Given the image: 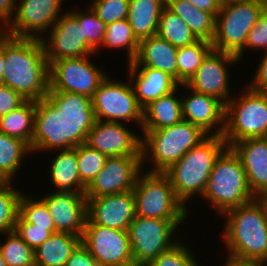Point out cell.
Returning <instances> with one entry per match:
<instances>
[{
    "mask_svg": "<svg viewBox=\"0 0 267 266\" xmlns=\"http://www.w3.org/2000/svg\"><path fill=\"white\" fill-rule=\"evenodd\" d=\"M26 100L12 88L0 85V117L21 106Z\"/></svg>",
    "mask_w": 267,
    "mask_h": 266,
    "instance_id": "obj_45",
    "label": "cell"
},
{
    "mask_svg": "<svg viewBox=\"0 0 267 266\" xmlns=\"http://www.w3.org/2000/svg\"><path fill=\"white\" fill-rule=\"evenodd\" d=\"M231 148L241 160L249 188L257 198L267 191V137L244 139Z\"/></svg>",
    "mask_w": 267,
    "mask_h": 266,
    "instance_id": "obj_23",
    "label": "cell"
},
{
    "mask_svg": "<svg viewBox=\"0 0 267 266\" xmlns=\"http://www.w3.org/2000/svg\"><path fill=\"white\" fill-rule=\"evenodd\" d=\"M127 82L113 80L107 75L100 83L92 97L96 120L125 124L127 121L128 124L129 122L139 124L141 129L143 108L137 101L130 80Z\"/></svg>",
    "mask_w": 267,
    "mask_h": 266,
    "instance_id": "obj_10",
    "label": "cell"
},
{
    "mask_svg": "<svg viewBox=\"0 0 267 266\" xmlns=\"http://www.w3.org/2000/svg\"><path fill=\"white\" fill-rule=\"evenodd\" d=\"M81 243L100 266H134L128 231L96 225L87 217Z\"/></svg>",
    "mask_w": 267,
    "mask_h": 266,
    "instance_id": "obj_13",
    "label": "cell"
},
{
    "mask_svg": "<svg viewBox=\"0 0 267 266\" xmlns=\"http://www.w3.org/2000/svg\"><path fill=\"white\" fill-rule=\"evenodd\" d=\"M54 156L51 163H48L51 164L48 173L54 191L85 193L86 186L79 176L76 150H61Z\"/></svg>",
    "mask_w": 267,
    "mask_h": 266,
    "instance_id": "obj_27",
    "label": "cell"
},
{
    "mask_svg": "<svg viewBox=\"0 0 267 266\" xmlns=\"http://www.w3.org/2000/svg\"><path fill=\"white\" fill-rule=\"evenodd\" d=\"M0 266H7L1 250H0Z\"/></svg>",
    "mask_w": 267,
    "mask_h": 266,
    "instance_id": "obj_53",
    "label": "cell"
},
{
    "mask_svg": "<svg viewBox=\"0 0 267 266\" xmlns=\"http://www.w3.org/2000/svg\"><path fill=\"white\" fill-rule=\"evenodd\" d=\"M86 199L88 218L96 225L128 231L137 216L133 190Z\"/></svg>",
    "mask_w": 267,
    "mask_h": 266,
    "instance_id": "obj_22",
    "label": "cell"
},
{
    "mask_svg": "<svg viewBox=\"0 0 267 266\" xmlns=\"http://www.w3.org/2000/svg\"><path fill=\"white\" fill-rule=\"evenodd\" d=\"M223 217L227 257L267 265V214L257 198L226 211Z\"/></svg>",
    "mask_w": 267,
    "mask_h": 266,
    "instance_id": "obj_2",
    "label": "cell"
},
{
    "mask_svg": "<svg viewBox=\"0 0 267 266\" xmlns=\"http://www.w3.org/2000/svg\"><path fill=\"white\" fill-rule=\"evenodd\" d=\"M30 154L32 151L26 142L0 132V177L4 181H14L23 159Z\"/></svg>",
    "mask_w": 267,
    "mask_h": 266,
    "instance_id": "obj_32",
    "label": "cell"
},
{
    "mask_svg": "<svg viewBox=\"0 0 267 266\" xmlns=\"http://www.w3.org/2000/svg\"><path fill=\"white\" fill-rule=\"evenodd\" d=\"M189 2L191 5H194L198 9L205 11V12H210L212 13L215 17L220 11L222 2L220 0H185Z\"/></svg>",
    "mask_w": 267,
    "mask_h": 266,
    "instance_id": "obj_49",
    "label": "cell"
},
{
    "mask_svg": "<svg viewBox=\"0 0 267 266\" xmlns=\"http://www.w3.org/2000/svg\"><path fill=\"white\" fill-rule=\"evenodd\" d=\"M91 58L89 55L54 61L49 66V91H65L92 98L108 74L95 66Z\"/></svg>",
    "mask_w": 267,
    "mask_h": 266,
    "instance_id": "obj_11",
    "label": "cell"
},
{
    "mask_svg": "<svg viewBox=\"0 0 267 266\" xmlns=\"http://www.w3.org/2000/svg\"><path fill=\"white\" fill-rule=\"evenodd\" d=\"M177 52V47L156 34L139 41L137 55L127 68H155L177 81Z\"/></svg>",
    "mask_w": 267,
    "mask_h": 266,
    "instance_id": "obj_24",
    "label": "cell"
},
{
    "mask_svg": "<svg viewBox=\"0 0 267 266\" xmlns=\"http://www.w3.org/2000/svg\"><path fill=\"white\" fill-rule=\"evenodd\" d=\"M23 192L18 203V215L27 223L36 227L45 228L48 231H55L53 220L45 203L39 198L29 196Z\"/></svg>",
    "mask_w": 267,
    "mask_h": 266,
    "instance_id": "obj_38",
    "label": "cell"
},
{
    "mask_svg": "<svg viewBox=\"0 0 267 266\" xmlns=\"http://www.w3.org/2000/svg\"><path fill=\"white\" fill-rule=\"evenodd\" d=\"M15 13L1 31L16 38L41 39L62 15L63 0H17ZM61 14H60V13ZM43 34V35H41Z\"/></svg>",
    "mask_w": 267,
    "mask_h": 266,
    "instance_id": "obj_12",
    "label": "cell"
},
{
    "mask_svg": "<svg viewBox=\"0 0 267 266\" xmlns=\"http://www.w3.org/2000/svg\"><path fill=\"white\" fill-rule=\"evenodd\" d=\"M220 1L223 3V2L234 1V0H220Z\"/></svg>",
    "mask_w": 267,
    "mask_h": 266,
    "instance_id": "obj_55",
    "label": "cell"
},
{
    "mask_svg": "<svg viewBox=\"0 0 267 266\" xmlns=\"http://www.w3.org/2000/svg\"><path fill=\"white\" fill-rule=\"evenodd\" d=\"M4 60L3 85L25 100L38 101L47 96L50 73L41 39L4 34Z\"/></svg>",
    "mask_w": 267,
    "mask_h": 266,
    "instance_id": "obj_1",
    "label": "cell"
},
{
    "mask_svg": "<svg viewBox=\"0 0 267 266\" xmlns=\"http://www.w3.org/2000/svg\"><path fill=\"white\" fill-rule=\"evenodd\" d=\"M145 172V173H144ZM136 215L144 218L186 220L189 207L178 199L164 172H140L133 189Z\"/></svg>",
    "mask_w": 267,
    "mask_h": 266,
    "instance_id": "obj_8",
    "label": "cell"
},
{
    "mask_svg": "<svg viewBox=\"0 0 267 266\" xmlns=\"http://www.w3.org/2000/svg\"><path fill=\"white\" fill-rule=\"evenodd\" d=\"M6 241L0 243V250L7 266H35L34 250L15 231L4 233Z\"/></svg>",
    "mask_w": 267,
    "mask_h": 266,
    "instance_id": "obj_37",
    "label": "cell"
},
{
    "mask_svg": "<svg viewBox=\"0 0 267 266\" xmlns=\"http://www.w3.org/2000/svg\"><path fill=\"white\" fill-rule=\"evenodd\" d=\"M264 8L260 0L223 2L216 16L213 49L242 60L248 32L258 21Z\"/></svg>",
    "mask_w": 267,
    "mask_h": 266,
    "instance_id": "obj_6",
    "label": "cell"
},
{
    "mask_svg": "<svg viewBox=\"0 0 267 266\" xmlns=\"http://www.w3.org/2000/svg\"><path fill=\"white\" fill-rule=\"evenodd\" d=\"M237 62V56L212 49L186 85L196 92L213 96L226 105L233 97L229 86V67Z\"/></svg>",
    "mask_w": 267,
    "mask_h": 266,
    "instance_id": "obj_16",
    "label": "cell"
},
{
    "mask_svg": "<svg viewBox=\"0 0 267 266\" xmlns=\"http://www.w3.org/2000/svg\"><path fill=\"white\" fill-rule=\"evenodd\" d=\"M178 89L180 88L177 87L174 91L155 99L143 108L141 130L164 129L183 120L181 97L177 95Z\"/></svg>",
    "mask_w": 267,
    "mask_h": 266,
    "instance_id": "obj_26",
    "label": "cell"
},
{
    "mask_svg": "<svg viewBox=\"0 0 267 266\" xmlns=\"http://www.w3.org/2000/svg\"><path fill=\"white\" fill-rule=\"evenodd\" d=\"M4 182V180L0 177V185Z\"/></svg>",
    "mask_w": 267,
    "mask_h": 266,
    "instance_id": "obj_56",
    "label": "cell"
},
{
    "mask_svg": "<svg viewBox=\"0 0 267 266\" xmlns=\"http://www.w3.org/2000/svg\"><path fill=\"white\" fill-rule=\"evenodd\" d=\"M40 197L53 220L56 233L83 235L87 214L85 193L51 191Z\"/></svg>",
    "mask_w": 267,
    "mask_h": 266,
    "instance_id": "obj_20",
    "label": "cell"
},
{
    "mask_svg": "<svg viewBox=\"0 0 267 266\" xmlns=\"http://www.w3.org/2000/svg\"><path fill=\"white\" fill-rule=\"evenodd\" d=\"M66 266H100L88 249L80 243L71 253Z\"/></svg>",
    "mask_w": 267,
    "mask_h": 266,
    "instance_id": "obj_47",
    "label": "cell"
},
{
    "mask_svg": "<svg viewBox=\"0 0 267 266\" xmlns=\"http://www.w3.org/2000/svg\"><path fill=\"white\" fill-rule=\"evenodd\" d=\"M260 1L264 5V7L267 8V0H260Z\"/></svg>",
    "mask_w": 267,
    "mask_h": 266,
    "instance_id": "obj_54",
    "label": "cell"
},
{
    "mask_svg": "<svg viewBox=\"0 0 267 266\" xmlns=\"http://www.w3.org/2000/svg\"><path fill=\"white\" fill-rule=\"evenodd\" d=\"M67 150L66 114L48 97L36 101L32 153Z\"/></svg>",
    "mask_w": 267,
    "mask_h": 266,
    "instance_id": "obj_17",
    "label": "cell"
},
{
    "mask_svg": "<svg viewBox=\"0 0 267 266\" xmlns=\"http://www.w3.org/2000/svg\"><path fill=\"white\" fill-rule=\"evenodd\" d=\"M212 49V42L207 40H199L192 45L178 47L177 82L186 84Z\"/></svg>",
    "mask_w": 267,
    "mask_h": 266,
    "instance_id": "obj_34",
    "label": "cell"
},
{
    "mask_svg": "<svg viewBox=\"0 0 267 266\" xmlns=\"http://www.w3.org/2000/svg\"><path fill=\"white\" fill-rule=\"evenodd\" d=\"M86 9V12L80 9L79 11L78 9L70 10V12L78 19L80 26H82L83 37L96 53H98L103 43L107 25L97 17L89 6Z\"/></svg>",
    "mask_w": 267,
    "mask_h": 266,
    "instance_id": "obj_40",
    "label": "cell"
},
{
    "mask_svg": "<svg viewBox=\"0 0 267 266\" xmlns=\"http://www.w3.org/2000/svg\"><path fill=\"white\" fill-rule=\"evenodd\" d=\"M130 0H91L88 6L106 25L127 19Z\"/></svg>",
    "mask_w": 267,
    "mask_h": 266,
    "instance_id": "obj_42",
    "label": "cell"
},
{
    "mask_svg": "<svg viewBox=\"0 0 267 266\" xmlns=\"http://www.w3.org/2000/svg\"><path fill=\"white\" fill-rule=\"evenodd\" d=\"M142 168V156L108 157L104 168L86 187V198L132 191Z\"/></svg>",
    "mask_w": 267,
    "mask_h": 266,
    "instance_id": "obj_15",
    "label": "cell"
},
{
    "mask_svg": "<svg viewBox=\"0 0 267 266\" xmlns=\"http://www.w3.org/2000/svg\"><path fill=\"white\" fill-rule=\"evenodd\" d=\"M226 259L227 260L222 266H261L260 264L254 262L238 261L228 257H226Z\"/></svg>",
    "mask_w": 267,
    "mask_h": 266,
    "instance_id": "obj_51",
    "label": "cell"
},
{
    "mask_svg": "<svg viewBox=\"0 0 267 266\" xmlns=\"http://www.w3.org/2000/svg\"><path fill=\"white\" fill-rule=\"evenodd\" d=\"M238 95L226 103L223 139L227 147L244 139L267 137V94L246 84Z\"/></svg>",
    "mask_w": 267,
    "mask_h": 266,
    "instance_id": "obj_7",
    "label": "cell"
},
{
    "mask_svg": "<svg viewBox=\"0 0 267 266\" xmlns=\"http://www.w3.org/2000/svg\"><path fill=\"white\" fill-rule=\"evenodd\" d=\"M157 35L177 48L189 46L199 41L186 23L166 6L159 18Z\"/></svg>",
    "mask_w": 267,
    "mask_h": 266,
    "instance_id": "obj_33",
    "label": "cell"
},
{
    "mask_svg": "<svg viewBox=\"0 0 267 266\" xmlns=\"http://www.w3.org/2000/svg\"><path fill=\"white\" fill-rule=\"evenodd\" d=\"M257 200L262 204L264 207V210L267 214V191L261 193L258 197Z\"/></svg>",
    "mask_w": 267,
    "mask_h": 266,
    "instance_id": "obj_52",
    "label": "cell"
},
{
    "mask_svg": "<svg viewBox=\"0 0 267 266\" xmlns=\"http://www.w3.org/2000/svg\"><path fill=\"white\" fill-rule=\"evenodd\" d=\"M141 132L142 167L145 169L144 165L153 163L149 172H165L208 136L185 120L164 129Z\"/></svg>",
    "mask_w": 267,
    "mask_h": 266,
    "instance_id": "obj_5",
    "label": "cell"
},
{
    "mask_svg": "<svg viewBox=\"0 0 267 266\" xmlns=\"http://www.w3.org/2000/svg\"><path fill=\"white\" fill-rule=\"evenodd\" d=\"M47 96L66 114L67 150L84 144L96 121L92 98L65 91H49Z\"/></svg>",
    "mask_w": 267,
    "mask_h": 266,
    "instance_id": "obj_18",
    "label": "cell"
},
{
    "mask_svg": "<svg viewBox=\"0 0 267 266\" xmlns=\"http://www.w3.org/2000/svg\"><path fill=\"white\" fill-rule=\"evenodd\" d=\"M267 51V8L261 12L258 21L248 32L244 49Z\"/></svg>",
    "mask_w": 267,
    "mask_h": 266,
    "instance_id": "obj_44",
    "label": "cell"
},
{
    "mask_svg": "<svg viewBox=\"0 0 267 266\" xmlns=\"http://www.w3.org/2000/svg\"><path fill=\"white\" fill-rule=\"evenodd\" d=\"M166 0H130L127 20L140 41L157 34L158 22Z\"/></svg>",
    "mask_w": 267,
    "mask_h": 266,
    "instance_id": "obj_28",
    "label": "cell"
},
{
    "mask_svg": "<svg viewBox=\"0 0 267 266\" xmlns=\"http://www.w3.org/2000/svg\"><path fill=\"white\" fill-rule=\"evenodd\" d=\"M179 87L190 93L180 95L183 120L199 127L208 136H223L226 105L213 96L194 91L186 84H179Z\"/></svg>",
    "mask_w": 267,
    "mask_h": 266,
    "instance_id": "obj_21",
    "label": "cell"
},
{
    "mask_svg": "<svg viewBox=\"0 0 267 266\" xmlns=\"http://www.w3.org/2000/svg\"><path fill=\"white\" fill-rule=\"evenodd\" d=\"M127 72V79L130 80L142 108L179 87L172 76L155 68H128Z\"/></svg>",
    "mask_w": 267,
    "mask_h": 266,
    "instance_id": "obj_25",
    "label": "cell"
},
{
    "mask_svg": "<svg viewBox=\"0 0 267 266\" xmlns=\"http://www.w3.org/2000/svg\"><path fill=\"white\" fill-rule=\"evenodd\" d=\"M101 46L116 51L123 48L127 52V63H130L137 55L139 40L135 37L129 21L122 19L107 25Z\"/></svg>",
    "mask_w": 267,
    "mask_h": 266,
    "instance_id": "obj_35",
    "label": "cell"
},
{
    "mask_svg": "<svg viewBox=\"0 0 267 266\" xmlns=\"http://www.w3.org/2000/svg\"><path fill=\"white\" fill-rule=\"evenodd\" d=\"M16 1L17 0H0V31L12 19L16 10Z\"/></svg>",
    "mask_w": 267,
    "mask_h": 266,
    "instance_id": "obj_48",
    "label": "cell"
},
{
    "mask_svg": "<svg viewBox=\"0 0 267 266\" xmlns=\"http://www.w3.org/2000/svg\"><path fill=\"white\" fill-rule=\"evenodd\" d=\"M166 7L179 16L199 40L212 42L215 36L216 17L185 0H166Z\"/></svg>",
    "mask_w": 267,
    "mask_h": 266,
    "instance_id": "obj_30",
    "label": "cell"
},
{
    "mask_svg": "<svg viewBox=\"0 0 267 266\" xmlns=\"http://www.w3.org/2000/svg\"><path fill=\"white\" fill-rule=\"evenodd\" d=\"M182 240L166 252L161 253L147 266H199L200 264H197L198 260L195 259L193 251Z\"/></svg>",
    "mask_w": 267,
    "mask_h": 266,
    "instance_id": "obj_41",
    "label": "cell"
},
{
    "mask_svg": "<svg viewBox=\"0 0 267 266\" xmlns=\"http://www.w3.org/2000/svg\"><path fill=\"white\" fill-rule=\"evenodd\" d=\"M254 74L253 79L247 85L252 90L267 94V51L261 56L260 63L257 65Z\"/></svg>",
    "mask_w": 267,
    "mask_h": 266,
    "instance_id": "obj_46",
    "label": "cell"
},
{
    "mask_svg": "<svg viewBox=\"0 0 267 266\" xmlns=\"http://www.w3.org/2000/svg\"><path fill=\"white\" fill-rule=\"evenodd\" d=\"M14 231L34 251L42 245L56 231H48L45 228L36 227L34 224L25 222L19 215L16 219Z\"/></svg>",
    "mask_w": 267,
    "mask_h": 266,
    "instance_id": "obj_43",
    "label": "cell"
},
{
    "mask_svg": "<svg viewBox=\"0 0 267 266\" xmlns=\"http://www.w3.org/2000/svg\"><path fill=\"white\" fill-rule=\"evenodd\" d=\"M227 147L223 136H207L164 173L178 199L187 207L195 195L202 197L214 163Z\"/></svg>",
    "mask_w": 267,
    "mask_h": 266,
    "instance_id": "obj_3",
    "label": "cell"
},
{
    "mask_svg": "<svg viewBox=\"0 0 267 266\" xmlns=\"http://www.w3.org/2000/svg\"><path fill=\"white\" fill-rule=\"evenodd\" d=\"M130 130L125 123L96 120L85 144L107 157L141 156L142 136Z\"/></svg>",
    "mask_w": 267,
    "mask_h": 266,
    "instance_id": "obj_19",
    "label": "cell"
},
{
    "mask_svg": "<svg viewBox=\"0 0 267 266\" xmlns=\"http://www.w3.org/2000/svg\"><path fill=\"white\" fill-rule=\"evenodd\" d=\"M201 198L215 208L212 210L218 216L256 199L241 160L231 147H226L217 157Z\"/></svg>",
    "mask_w": 267,
    "mask_h": 266,
    "instance_id": "obj_4",
    "label": "cell"
},
{
    "mask_svg": "<svg viewBox=\"0 0 267 266\" xmlns=\"http://www.w3.org/2000/svg\"><path fill=\"white\" fill-rule=\"evenodd\" d=\"M4 60V33L0 31V85H3Z\"/></svg>",
    "mask_w": 267,
    "mask_h": 266,
    "instance_id": "obj_50",
    "label": "cell"
},
{
    "mask_svg": "<svg viewBox=\"0 0 267 266\" xmlns=\"http://www.w3.org/2000/svg\"><path fill=\"white\" fill-rule=\"evenodd\" d=\"M77 153L78 170L81 182L87 187L96 175L104 168L107 156L87 144L74 148Z\"/></svg>",
    "mask_w": 267,
    "mask_h": 266,
    "instance_id": "obj_39",
    "label": "cell"
},
{
    "mask_svg": "<svg viewBox=\"0 0 267 266\" xmlns=\"http://www.w3.org/2000/svg\"><path fill=\"white\" fill-rule=\"evenodd\" d=\"M35 111L36 101L26 100L18 108L0 117V132L26 142L31 148Z\"/></svg>",
    "mask_w": 267,
    "mask_h": 266,
    "instance_id": "obj_31",
    "label": "cell"
},
{
    "mask_svg": "<svg viewBox=\"0 0 267 266\" xmlns=\"http://www.w3.org/2000/svg\"><path fill=\"white\" fill-rule=\"evenodd\" d=\"M81 243V236L54 233L35 251V266H66L71 253Z\"/></svg>",
    "mask_w": 267,
    "mask_h": 266,
    "instance_id": "obj_29",
    "label": "cell"
},
{
    "mask_svg": "<svg viewBox=\"0 0 267 266\" xmlns=\"http://www.w3.org/2000/svg\"><path fill=\"white\" fill-rule=\"evenodd\" d=\"M14 181H4L0 185V235L14 231L18 216V203L22 190L14 188Z\"/></svg>",
    "mask_w": 267,
    "mask_h": 266,
    "instance_id": "obj_36",
    "label": "cell"
},
{
    "mask_svg": "<svg viewBox=\"0 0 267 266\" xmlns=\"http://www.w3.org/2000/svg\"><path fill=\"white\" fill-rule=\"evenodd\" d=\"M47 35L43 36L41 41L49 66L61 59L97 55L83 37L78 19L68 10L62 13Z\"/></svg>",
    "mask_w": 267,
    "mask_h": 266,
    "instance_id": "obj_14",
    "label": "cell"
},
{
    "mask_svg": "<svg viewBox=\"0 0 267 266\" xmlns=\"http://www.w3.org/2000/svg\"><path fill=\"white\" fill-rule=\"evenodd\" d=\"M184 221L136 216L128 228L134 266H147L178 243L174 235Z\"/></svg>",
    "mask_w": 267,
    "mask_h": 266,
    "instance_id": "obj_9",
    "label": "cell"
}]
</instances>
